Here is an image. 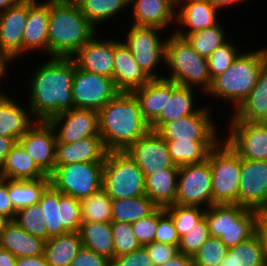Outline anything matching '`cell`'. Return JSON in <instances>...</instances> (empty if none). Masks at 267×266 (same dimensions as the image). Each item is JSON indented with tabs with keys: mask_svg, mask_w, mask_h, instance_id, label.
Segmentation results:
<instances>
[{
	"mask_svg": "<svg viewBox=\"0 0 267 266\" xmlns=\"http://www.w3.org/2000/svg\"><path fill=\"white\" fill-rule=\"evenodd\" d=\"M42 65L30 81L28 111L37 121H48L74 108L72 85L77 65L72 57H52Z\"/></svg>",
	"mask_w": 267,
	"mask_h": 266,
	"instance_id": "obj_1",
	"label": "cell"
},
{
	"mask_svg": "<svg viewBox=\"0 0 267 266\" xmlns=\"http://www.w3.org/2000/svg\"><path fill=\"white\" fill-rule=\"evenodd\" d=\"M81 13L96 27V24L111 18L129 5L130 0H75Z\"/></svg>",
	"mask_w": 267,
	"mask_h": 266,
	"instance_id": "obj_42",
	"label": "cell"
},
{
	"mask_svg": "<svg viewBox=\"0 0 267 266\" xmlns=\"http://www.w3.org/2000/svg\"><path fill=\"white\" fill-rule=\"evenodd\" d=\"M138 100L144 120L151 125L167 104V78H153L144 86L132 91Z\"/></svg>",
	"mask_w": 267,
	"mask_h": 266,
	"instance_id": "obj_28",
	"label": "cell"
},
{
	"mask_svg": "<svg viewBox=\"0 0 267 266\" xmlns=\"http://www.w3.org/2000/svg\"><path fill=\"white\" fill-rule=\"evenodd\" d=\"M98 115L100 136L107 151H125L150 130L132 92H120Z\"/></svg>",
	"mask_w": 267,
	"mask_h": 266,
	"instance_id": "obj_2",
	"label": "cell"
},
{
	"mask_svg": "<svg viewBox=\"0 0 267 266\" xmlns=\"http://www.w3.org/2000/svg\"><path fill=\"white\" fill-rule=\"evenodd\" d=\"M69 266H110V261L82 246Z\"/></svg>",
	"mask_w": 267,
	"mask_h": 266,
	"instance_id": "obj_53",
	"label": "cell"
},
{
	"mask_svg": "<svg viewBox=\"0 0 267 266\" xmlns=\"http://www.w3.org/2000/svg\"><path fill=\"white\" fill-rule=\"evenodd\" d=\"M267 61V49L239 54L234 62L212 80L209 93L216 98L233 101L237 108L256 85Z\"/></svg>",
	"mask_w": 267,
	"mask_h": 266,
	"instance_id": "obj_4",
	"label": "cell"
},
{
	"mask_svg": "<svg viewBox=\"0 0 267 266\" xmlns=\"http://www.w3.org/2000/svg\"><path fill=\"white\" fill-rule=\"evenodd\" d=\"M134 3L135 26L158 27L169 25L176 19L175 4L171 0H130Z\"/></svg>",
	"mask_w": 267,
	"mask_h": 266,
	"instance_id": "obj_29",
	"label": "cell"
},
{
	"mask_svg": "<svg viewBox=\"0 0 267 266\" xmlns=\"http://www.w3.org/2000/svg\"><path fill=\"white\" fill-rule=\"evenodd\" d=\"M107 150L101 136H90L76 143H56L55 166L80 162L104 163Z\"/></svg>",
	"mask_w": 267,
	"mask_h": 266,
	"instance_id": "obj_23",
	"label": "cell"
},
{
	"mask_svg": "<svg viewBox=\"0 0 267 266\" xmlns=\"http://www.w3.org/2000/svg\"><path fill=\"white\" fill-rule=\"evenodd\" d=\"M231 121L226 143L242 159L267 161V122Z\"/></svg>",
	"mask_w": 267,
	"mask_h": 266,
	"instance_id": "obj_13",
	"label": "cell"
},
{
	"mask_svg": "<svg viewBox=\"0 0 267 266\" xmlns=\"http://www.w3.org/2000/svg\"><path fill=\"white\" fill-rule=\"evenodd\" d=\"M192 89L167 79V104L161 115L150 125V130L157 132L165 123L197 114L200 109L193 110Z\"/></svg>",
	"mask_w": 267,
	"mask_h": 266,
	"instance_id": "obj_24",
	"label": "cell"
},
{
	"mask_svg": "<svg viewBox=\"0 0 267 266\" xmlns=\"http://www.w3.org/2000/svg\"><path fill=\"white\" fill-rule=\"evenodd\" d=\"M20 1L22 0H0V14L1 12L6 11L8 8L17 5Z\"/></svg>",
	"mask_w": 267,
	"mask_h": 266,
	"instance_id": "obj_61",
	"label": "cell"
},
{
	"mask_svg": "<svg viewBox=\"0 0 267 266\" xmlns=\"http://www.w3.org/2000/svg\"><path fill=\"white\" fill-rule=\"evenodd\" d=\"M209 235L227 248L235 247L256 233V210L238 204H214L205 212Z\"/></svg>",
	"mask_w": 267,
	"mask_h": 266,
	"instance_id": "obj_6",
	"label": "cell"
},
{
	"mask_svg": "<svg viewBox=\"0 0 267 266\" xmlns=\"http://www.w3.org/2000/svg\"><path fill=\"white\" fill-rule=\"evenodd\" d=\"M158 225V207L148 216L131 224L132 232L142 246L154 241Z\"/></svg>",
	"mask_w": 267,
	"mask_h": 266,
	"instance_id": "obj_50",
	"label": "cell"
},
{
	"mask_svg": "<svg viewBox=\"0 0 267 266\" xmlns=\"http://www.w3.org/2000/svg\"><path fill=\"white\" fill-rule=\"evenodd\" d=\"M227 251L228 248L219 238L209 236L192 256L193 266H219Z\"/></svg>",
	"mask_w": 267,
	"mask_h": 266,
	"instance_id": "obj_44",
	"label": "cell"
},
{
	"mask_svg": "<svg viewBox=\"0 0 267 266\" xmlns=\"http://www.w3.org/2000/svg\"><path fill=\"white\" fill-rule=\"evenodd\" d=\"M176 6L179 0H171Z\"/></svg>",
	"mask_w": 267,
	"mask_h": 266,
	"instance_id": "obj_64",
	"label": "cell"
},
{
	"mask_svg": "<svg viewBox=\"0 0 267 266\" xmlns=\"http://www.w3.org/2000/svg\"><path fill=\"white\" fill-rule=\"evenodd\" d=\"M219 144L207 157L211 166L213 205L238 204L241 157L226 141Z\"/></svg>",
	"mask_w": 267,
	"mask_h": 266,
	"instance_id": "obj_8",
	"label": "cell"
},
{
	"mask_svg": "<svg viewBox=\"0 0 267 266\" xmlns=\"http://www.w3.org/2000/svg\"><path fill=\"white\" fill-rule=\"evenodd\" d=\"M82 246L105 257L115 258L111 222H82L79 229Z\"/></svg>",
	"mask_w": 267,
	"mask_h": 266,
	"instance_id": "obj_34",
	"label": "cell"
},
{
	"mask_svg": "<svg viewBox=\"0 0 267 266\" xmlns=\"http://www.w3.org/2000/svg\"><path fill=\"white\" fill-rule=\"evenodd\" d=\"M11 61L6 55L0 53V78L3 77L2 75L6 72V63Z\"/></svg>",
	"mask_w": 267,
	"mask_h": 266,
	"instance_id": "obj_62",
	"label": "cell"
},
{
	"mask_svg": "<svg viewBox=\"0 0 267 266\" xmlns=\"http://www.w3.org/2000/svg\"><path fill=\"white\" fill-rule=\"evenodd\" d=\"M180 4L182 5L175 18L182 25L189 27V31L185 33L176 30L175 34H190L218 24L216 21L218 10L207 0H179L177 5Z\"/></svg>",
	"mask_w": 267,
	"mask_h": 266,
	"instance_id": "obj_27",
	"label": "cell"
},
{
	"mask_svg": "<svg viewBox=\"0 0 267 266\" xmlns=\"http://www.w3.org/2000/svg\"><path fill=\"white\" fill-rule=\"evenodd\" d=\"M179 168L161 170L145 178V193L160 208L175 204Z\"/></svg>",
	"mask_w": 267,
	"mask_h": 266,
	"instance_id": "obj_33",
	"label": "cell"
},
{
	"mask_svg": "<svg viewBox=\"0 0 267 266\" xmlns=\"http://www.w3.org/2000/svg\"><path fill=\"white\" fill-rule=\"evenodd\" d=\"M28 111L0 92V137L18 140L33 126Z\"/></svg>",
	"mask_w": 267,
	"mask_h": 266,
	"instance_id": "obj_31",
	"label": "cell"
},
{
	"mask_svg": "<svg viewBox=\"0 0 267 266\" xmlns=\"http://www.w3.org/2000/svg\"><path fill=\"white\" fill-rule=\"evenodd\" d=\"M82 222H111L112 198L101 188L80 200Z\"/></svg>",
	"mask_w": 267,
	"mask_h": 266,
	"instance_id": "obj_40",
	"label": "cell"
},
{
	"mask_svg": "<svg viewBox=\"0 0 267 266\" xmlns=\"http://www.w3.org/2000/svg\"><path fill=\"white\" fill-rule=\"evenodd\" d=\"M81 247L79 231L67 232L45 241L44 256L50 266H69Z\"/></svg>",
	"mask_w": 267,
	"mask_h": 266,
	"instance_id": "obj_36",
	"label": "cell"
},
{
	"mask_svg": "<svg viewBox=\"0 0 267 266\" xmlns=\"http://www.w3.org/2000/svg\"><path fill=\"white\" fill-rule=\"evenodd\" d=\"M256 232L267 252V207L256 210Z\"/></svg>",
	"mask_w": 267,
	"mask_h": 266,
	"instance_id": "obj_55",
	"label": "cell"
},
{
	"mask_svg": "<svg viewBox=\"0 0 267 266\" xmlns=\"http://www.w3.org/2000/svg\"><path fill=\"white\" fill-rule=\"evenodd\" d=\"M208 113L206 108H202L197 114L165 123L157 133L165 141H218L216 128Z\"/></svg>",
	"mask_w": 267,
	"mask_h": 266,
	"instance_id": "obj_19",
	"label": "cell"
},
{
	"mask_svg": "<svg viewBox=\"0 0 267 266\" xmlns=\"http://www.w3.org/2000/svg\"><path fill=\"white\" fill-rule=\"evenodd\" d=\"M1 179L38 180L49 178L27 154L22 145L17 142L0 169Z\"/></svg>",
	"mask_w": 267,
	"mask_h": 266,
	"instance_id": "obj_32",
	"label": "cell"
},
{
	"mask_svg": "<svg viewBox=\"0 0 267 266\" xmlns=\"http://www.w3.org/2000/svg\"><path fill=\"white\" fill-rule=\"evenodd\" d=\"M17 257L0 247V266H16Z\"/></svg>",
	"mask_w": 267,
	"mask_h": 266,
	"instance_id": "obj_59",
	"label": "cell"
},
{
	"mask_svg": "<svg viewBox=\"0 0 267 266\" xmlns=\"http://www.w3.org/2000/svg\"><path fill=\"white\" fill-rule=\"evenodd\" d=\"M224 33L218 23L194 33L176 35L185 38L200 56L208 58L216 48L227 42Z\"/></svg>",
	"mask_w": 267,
	"mask_h": 266,
	"instance_id": "obj_41",
	"label": "cell"
},
{
	"mask_svg": "<svg viewBox=\"0 0 267 266\" xmlns=\"http://www.w3.org/2000/svg\"><path fill=\"white\" fill-rule=\"evenodd\" d=\"M124 152L140 167L145 178L164 169L179 168L172 160L166 141L152 130Z\"/></svg>",
	"mask_w": 267,
	"mask_h": 266,
	"instance_id": "obj_14",
	"label": "cell"
},
{
	"mask_svg": "<svg viewBox=\"0 0 267 266\" xmlns=\"http://www.w3.org/2000/svg\"><path fill=\"white\" fill-rule=\"evenodd\" d=\"M28 19V0L8 8L0 14V53L10 60L23 53V33Z\"/></svg>",
	"mask_w": 267,
	"mask_h": 266,
	"instance_id": "obj_20",
	"label": "cell"
},
{
	"mask_svg": "<svg viewBox=\"0 0 267 266\" xmlns=\"http://www.w3.org/2000/svg\"><path fill=\"white\" fill-rule=\"evenodd\" d=\"M37 204L43 210L47 240L67 232L79 231L82 224L80 200L64 195L49 185Z\"/></svg>",
	"mask_w": 267,
	"mask_h": 266,
	"instance_id": "obj_10",
	"label": "cell"
},
{
	"mask_svg": "<svg viewBox=\"0 0 267 266\" xmlns=\"http://www.w3.org/2000/svg\"><path fill=\"white\" fill-rule=\"evenodd\" d=\"M112 78L121 92H132L147 84L151 78L135 61L130 48L114 41V69Z\"/></svg>",
	"mask_w": 267,
	"mask_h": 266,
	"instance_id": "obj_21",
	"label": "cell"
},
{
	"mask_svg": "<svg viewBox=\"0 0 267 266\" xmlns=\"http://www.w3.org/2000/svg\"><path fill=\"white\" fill-rule=\"evenodd\" d=\"M13 221L31 235L47 240V229L45 219L43 218V210L38 204L18 210Z\"/></svg>",
	"mask_w": 267,
	"mask_h": 266,
	"instance_id": "obj_43",
	"label": "cell"
},
{
	"mask_svg": "<svg viewBox=\"0 0 267 266\" xmlns=\"http://www.w3.org/2000/svg\"><path fill=\"white\" fill-rule=\"evenodd\" d=\"M35 124L18 142L36 165L49 176L55 168L56 135L48 121H37Z\"/></svg>",
	"mask_w": 267,
	"mask_h": 266,
	"instance_id": "obj_17",
	"label": "cell"
},
{
	"mask_svg": "<svg viewBox=\"0 0 267 266\" xmlns=\"http://www.w3.org/2000/svg\"><path fill=\"white\" fill-rule=\"evenodd\" d=\"M238 55L236 48L229 42L216 48L207 58L212 80L217 75L223 73L234 62Z\"/></svg>",
	"mask_w": 267,
	"mask_h": 266,
	"instance_id": "obj_48",
	"label": "cell"
},
{
	"mask_svg": "<svg viewBox=\"0 0 267 266\" xmlns=\"http://www.w3.org/2000/svg\"><path fill=\"white\" fill-rule=\"evenodd\" d=\"M104 163L80 162L55 166L50 185L64 195L82 200L102 188Z\"/></svg>",
	"mask_w": 267,
	"mask_h": 266,
	"instance_id": "obj_9",
	"label": "cell"
},
{
	"mask_svg": "<svg viewBox=\"0 0 267 266\" xmlns=\"http://www.w3.org/2000/svg\"><path fill=\"white\" fill-rule=\"evenodd\" d=\"M172 217L179 237L187 232L194 224L205 216V211H201L198 206H182L174 204L165 208Z\"/></svg>",
	"mask_w": 267,
	"mask_h": 266,
	"instance_id": "obj_45",
	"label": "cell"
},
{
	"mask_svg": "<svg viewBox=\"0 0 267 266\" xmlns=\"http://www.w3.org/2000/svg\"><path fill=\"white\" fill-rule=\"evenodd\" d=\"M156 208L147 195L112 200V221L132 224L148 216Z\"/></svg>",
	"mask_w": 267,
	"mask_h": 266,
	"instance_id": "obj_39",
	"label": "cell"
},
{
	"mask_svg": "<svg viewBox=\"0 0 267 266\" xmlns=\"http://www.w3.org/2000/svg\"><path fill=\"white\" fill-rule=\"evenodd\" d=\"M165 62L172 71L170 77L165 78L180 86L192 88V85L200 84L204 91L210 90L212 78L208 60L200 56L185 38L173 33L166 40Z\"/></svg>",
	"mask_w": 267,
	"mask_h": 266,
	"instance_id": "obj_5",
	"label": "cell"
},
{
	"mask_svg": "<svg viewBox=\"0 0 267 266\" xmlns=\"http://www.w3.org/2000/svg\"><path fill=\"white\" fill-rule=\"evenodd\" d=\"M160 266H193V261L192 257L179 253L173 259Z\"/></svg>",
	"mask_w": 267,
	"mask_h": 266,
	"instance_id": "obj_58",
	"label": "cell"
},
{
	"mask_svg": "<svg viewBox=\"0 0 267 266\" xmlns=\"http://www.w3.org/2000/svg\"><path fill=\"white\" fill-rule=\"evenodd\" d=\"M102 189L112 200L139 197L145 193L140 167L124 151H107L102 171Z\"/></svg>",
	"mask_w": 267,
	"mask_h": 266,
	"instance_id": "obj_7",
	"label": "cell"
},
{
	"mask_svg": "<svg viewBox=\"0 0 267 266\" xmlns=\"http://www.w3.org/2000/svg\"><path fill=\"white\" fill-rule=\"evenodd\" d=\"M48 122L56 132L57 143L70 144L90 136H100L99 115L94 110L72 108L55 115Z\"/></svg>",
	"mask_w": 267,
	"mask_h": 266,
	"instance_id": "obj_16",
	"label": "cell"
},
{
	"mask_svg": "<svg viewBox=\"0 0 267 266\" xmlns=\"http://www.w3.org/2000/svg\"><path fill=\"white\" fill-rule=\"evenodd\" d=\"M231 120L267 122V61L248 97L235 110Z\"/></svg>",
	"mask_w": 267,
	"mask_h": 266,
	"instance_id": "obj_30",
	"label": "cell"
},
{
	"mask_svg": "<svg viewBox=\"0 0 267 266\" xmlns=\"http://www.w3.org/2000/svg\"><path fill=\"white\" fill-rule=\"evenodd\" d=\"M104 41V42H103ZM97 41L93 36L72 57L78 68L112 78L114 69V40Z\"/></svg>",
	"mask_w": 267,
	"mask_h": 266,
	"instance_id": "obj_22",
	"label": "cell"
},
{
	"mask_svg": "<svg viewBox=\"0 0 267 266\" xmlns=\"http://www.w3.org/2000/svg\"><path fill=\"white\" fill-rule=\"evenodd\" d=\"M175 204L182 206L213 205L212 174L209 160L179 167Z\"/></svg>",
	"mask_w": 267,
	"mask_h": 266,
	"instance_id": "obj_12",
	"label": "cell"
},
{
	"mask_svg": "<svg viewBox=\"0 0 267 266\" xmlns=\"http://www.w3.org/2000/svg\"><path fill=\"white\" fill-rule=\"evenodd\" d=\"M16 212L8 193V179L0 178V214L14 220Z\"/></svg>",
	"mask_w": 267,
	"mask_h": 266,
	"instance_id": "obj_54",
	"label": "cell"
},
{
	"mask_svg": "<svg viewBox=\"0 0 267 266\" xmlns=\"http://www.w3.org/2000/svg\"><path fill=\"white\" fill-rule=\"evenodd\" d=\"M238 205L253 210L267 207V161L241 158Z\"/></svg>",
	"mask_w": 267,
	"mask_h": 266,
	"instance_id": "obj_18",
	"label": "cell"
},
{
	"mask_svg": "<svg viewBox=\"0 0 267 266\" xmlns=\"http://www.w3.org/2000/svg\"><path fill=\"white\" fill-rule=\"evenodd\" d=\"M50 185V178L38 180H11L8 179V193L18 211L30 205H36L44 190Z\"/></svg>",
	"mask_w": 267,
	"mask_h": 266,
	"instance_id": "obj_38",
	"label": "cell"
},
{
	"mask_svg": "<svg viewBox=\"0 0 267 266\" xmlns=\"http://www.w3.org/2000/svg\"><path fill=\"white\" fill-rule=\"evenodd\" d=\"M49 1L28 0V19L23 33V52L43 49L48 51ZM47 49V50H46Z\"/></svg>",
	"mask_w": 267,
	"mask_h": 266,
	"instance_id": "obj_25",
	"label": "cell"
},
{
	"mask_svg": "<svg viewBox=\"0 0 267 266\" xmlns=\"http://www.w3.org/2000/svg\"><path fill=\"white\" fill-rule=\"evenodd\" d=\"M209 236L208 223L204 216L180 237L179 253L192 257Z\"/></svg>",
	"mask_w": 267,
	"mask_h": 266,
	"instance_id": "obj_46",
	"label": "cell"
},
{
	"mask_svg": "<svg viewBox=\"0 0 267 266\" xmlns=\"http://www.w3.org/2000/svg\"><path fill=\"white\" fill-rule=\"evenodd\" d=\"M110 266H154L144 246L133 252L121 256H115L110 261Z\"/></svg>",
	"mask_w": 267,
	"mask_h": 266,
	"instance_id": "obj_52",
	"label": "cell"
},
{
	"mask_svg": "<svg viewBox=\"0 0 267 266\" xmlns=\"http://www.w3.org/2000/svg\"><path fill=\"white\" fill-rule=\"evenodd\" d=\"M154 266L163 265L168 260L179 254L178 246L164 244L161 242H151L144 245Z\"/></svg>",
	"mask_w": 267,
	"mask_h": 266,
	"instance_id": "obj_51",
	"label": "cell"
},
{
	"mask_svg": "<svg viewBox=\"0 0 267 266\" xmlns=\"http://www.w3.org/2000/svg\"><path fill=\"white\" fill-rule=\"evenodd\" d=\"M209 3H211L217 10H219L221 7H226L230 5H235V3H241L244 0H207Z\"/></svg>",
	"mask_w": 267,
	"mask_h": 266,
	"instance_id": "obj_60",
	"label": "cell"
},
{
	"mask_svg": "<svg viewBox=\"0 0 267 266\" xmlns=\"http://www.w3.org/2000/svg\"><path fill=\"white\" fill-rule=\"evenodd\" d=\"M16 143L17 141L13 137H0V169L2 168L7 155Z\"/></svg>",
	"mask_w": 267,
	"mask_h": 266,
	"instance_id": "obj_56",
	"label": "cell"
},
{
	"mask_svg": "<svg viewBox=\"0 0 267 266\" xmlns=\"http://www.w3.org/2000/svg\"><path fill=\"white\" fill-rule=\"evenodd\" d=\"M95 34L75 0H49L48 52L52 57H73Z\"/></svg>",
	"mask_w": 267,
	"mask_h": 266,
	"instance_id": "obj_3",
	"label": "cell"
},
{
	"mask_svg": "<svg viewBox=\"0 0 267 266\" xmlns=\"http://www.w3.org/2000/svg\"><path fill=\"white\" fill-rule=\"evenodd\" d=\"M169 153L175 165L180 167L188 164L204 162L211 149L220 141H166Z\"/></svg>",
	"mask_w": 267,
	"mask_h": 266,
	"instance_id": "obj_37",
	"label": "cell"
},
{
	"mask_svg": "<svg viewBox=\"0 0 267 266\" xmlns=\"http://www.w3.org/2000/svg\"><path fill=\"white\" fill-rule=\"evenodd\" d=\"M10 222V219L6 216L0 214V237L3 231L5 230L6 225Z\"/></svg>",
	"mask_w": 267,
	"mask_h": 266,
	"instance_id": "obj_63",
	"label": "cell"
},
{
	"mask_svg": "<svg viewBox=\"0 0 267 266\" xmlns=\"http://www.w3.org/2000/svg\"><path fill=\"white\" fill-rule=\"evenodd\" d=\"M131 26L127 36L128 39H126L128 42L126 41L125 44L130 48L135 61L151 79L163 78L152 72L161 59L165 61L166 41H161V38L157 35L160 28Z\"/></svg>",
	"mask_w": 267,
	"mask_h": 266,
	"instance_id": "obj_15",
	"label": "cell"
},
{
	"mask_svg": "<svg viewBox=\"0 0 267 266\" xmlns=\"http://www.w3.org/2000/svg\"><path fill=\"white\" fill-rule=\"evenodd\" d=\"M45 241L33 236L10 220L0 237V247L11 252L15 257L40 256L44 254Z\"/></svg>",
	"mask_w": 267,
	"mask_h": 266,
	"instance_id": "obj_26",
	"label": "cell"
},
{
	"mask_svg": "<svg viewBox=\"0 0 267 266\" xmlns=\"http://www.w3.org/2000/svg\"><path fill=\"white\" fill-rule=\"evenodd\" d=\"M115 256L129 254L142 247L130 223L111 221Z\"/></svg>",
	"mask_w": 267,
	"mask_h": 266,
	"instance_id": "obj_47",
	"label": "cell"
},
{
	"mask_svg": "<svg viewBox=\"0 0 267 266\" xmlns=\"http://www.w3.org/2000/svg\"><path fill=\"white\" fill-rule=\"evenodd\" d=\"M120 92L113 78L75 68L72 85L74 108L98 112Z\"/></svg>",
	"mask_w": 267,
	"mask_h": 266,
	"instance_id": "obj_11",
	"label": "cell"
},
{
	"mask_svg": "<svg viewBox=\"0 0 267 266\" xmlns=\"http://www.w3.org/2000/svg\"><path fill=\"white\" fill-rule=\"evenodd\" d=\"M219 266H267V252L259 234L228 248Z\"/></svg>",
	"mask_w": 267,
	"mask_h": 266,
	"instance_id": "obj_35",
	"label": "cell"
},
{
	"mask_svg": "<svg viewBox=\"0 0 267 266\" xmlns=\"http://www.w3.org/2000/svg\"><path fill=\"white\" fill-rule=\"evenodd\" d=\"M16 266H50L43 255L17 258Z\"/></svg>",
	"mask_w": 267,
	"mask_h": 266,
	"instance_id": "obj_57",
	"label": "cell"
},
{
	"mask_svg": "<svg viewBox=\"0 0 267 266\" xmlns=\"http://www.w3.org/2000/svg\"><path fill=\"white\" fill-rule=\"evenodd\" d=\"M154 241L179 246L180 237L172 217L166 212L165 208L158 207V225Z\"/></svg>",
	"mask_w": 267,
	"mask_h": 266,
	"instance_id": "obj_49",
	"label": "cell"
}]
</instances>
